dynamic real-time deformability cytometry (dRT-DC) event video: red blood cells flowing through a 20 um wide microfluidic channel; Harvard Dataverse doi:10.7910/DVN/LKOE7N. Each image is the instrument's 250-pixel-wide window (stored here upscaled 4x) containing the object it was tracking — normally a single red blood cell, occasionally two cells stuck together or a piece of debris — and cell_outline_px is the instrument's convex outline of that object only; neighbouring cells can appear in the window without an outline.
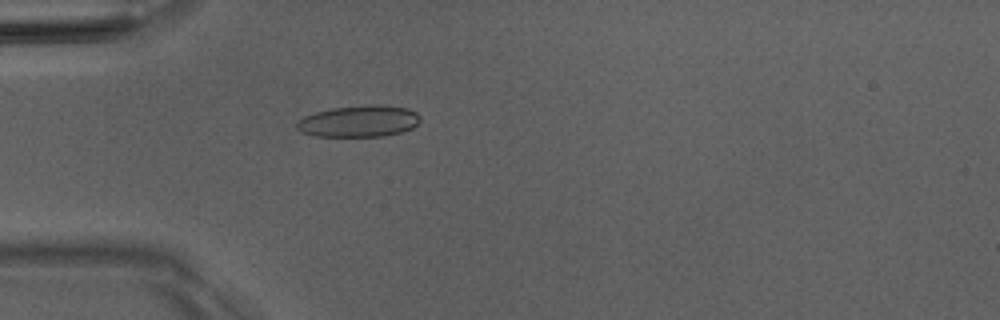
{"species": "Egyptian fruit bat (a non-hibernating species)", "species_latin": "Rousettus aegyptiacus", "temperature_condition": "room temperature", "stored_images_in_passage": 42, "camera_frame_rate_fps": 3000, "um_per_image_px": 0.085, "animal": {"sex": "male"}, "frame": {"image": 1, "passage_image": 6, "time_ms": 1.667, "image_size_px": [1000, 320], "cell_outline_px": [[420, 120], [412, 128], [400, 132], [384, 136], [312, 136], [300, 132], [296, 128], [296, 120], [304, 116], [316, 112], [332, 108], [372, 104], [384, 104], [408, 108], [416, 112], [420, 116]], "centroid_in_image_um": [30.49, 10.29], "position_along_channel_um": 54.5, "area_um2": 22.95}}
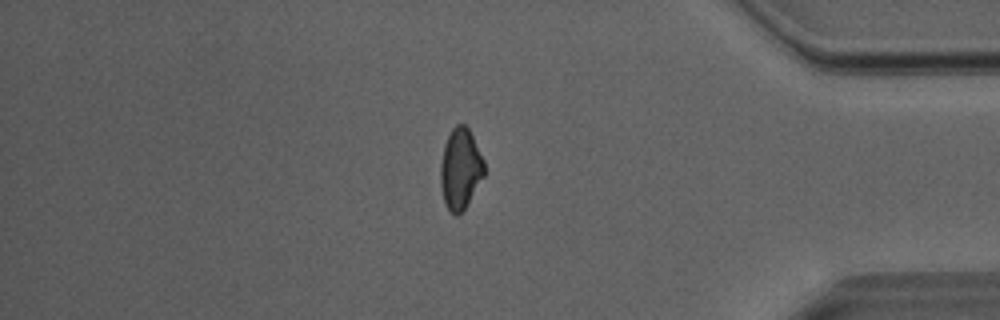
{"frame": {"image": 2, "passage_image": 34, "time_ms": 11.0, "image_size_px": [1000, 320], "cell_outline_px": [[484, 176], [464, 208], [456, 216], [444, 204], [440, 184], [440, 164], [444, 144], [452, 128], [456, 124], [464, 124], [468, 128], [484, 160]], "centroid_in_image_um": [39.11, 14.33], "position_along_channel_um": 396.1, "area_um2": 20.4}}
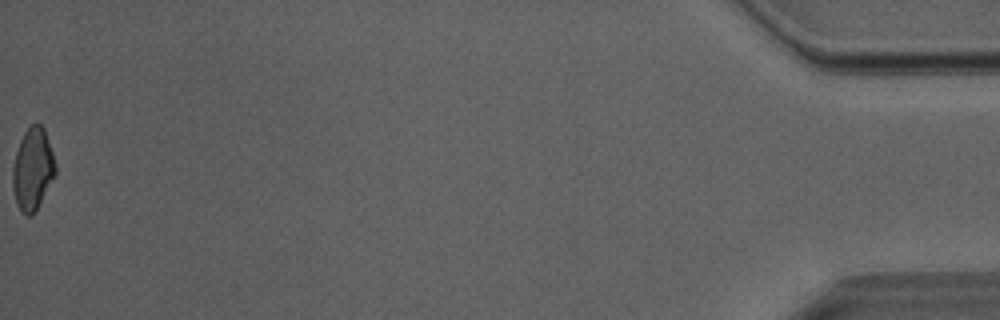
{"frame": {"image": 3, "passage_image": 42, "time_ms": 13.667, "image_size_px": [1000, 320], "cell_outline_px": [[56, 172], [32, 216], [28, 216], [20, 212], [16, 204], [12, 188], [12, 168], [16, 152], [20, 140], [24, 132], [32, 124], [40, 124], [44, 128], [52, 152], [56, 168]], "centroid_in_image_um": [2.74, 14.39], "position_along_channel_um": 432.5, "area_um2": 20.23}, "authors_computed_cell_mechanics": {"area_um2": 20.9525, "velocity_mm_per_s": 4.0647, "shape_relaxation_time_tau1_ms": null, "shape_relaxation_time_tau2_ms": 2.8295, "deformation_change_tau1": null, "deformation_change_tau2": 0.0938}}